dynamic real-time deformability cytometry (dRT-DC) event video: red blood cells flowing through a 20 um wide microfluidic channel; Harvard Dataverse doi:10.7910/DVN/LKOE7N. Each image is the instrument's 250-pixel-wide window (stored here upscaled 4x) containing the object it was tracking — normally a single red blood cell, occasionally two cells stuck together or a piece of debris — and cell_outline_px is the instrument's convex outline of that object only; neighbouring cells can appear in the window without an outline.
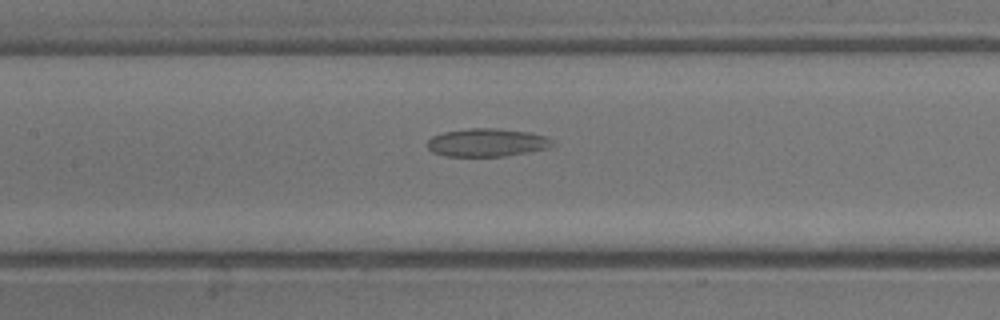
{"species": "common noctule bat (a hibernating species)", "species_latin": "Nyctalus noctula", "temperature_condition": "warm", "stored_images_in_passage": 32, "camera_frame_rate_fps": 3000, "um_per_image_px": 0.085, "animal": {"sex": "male", "body_mass_g": 13.3}, "frame": {"image": 1, "passage_image": 15, "time_ms": 4.667, "image_size_px": [1000, 320], "cell_outline_px": [[556, 144], [548, 148], [508, 156], [444, 156], [432, 152], [428, 148], [428, 140], [432, 136], [444, 132], [468, 128], [496, 128], [528, 132], [544, 136], [552, 140]], "centroid_in_image_um": [41.39, 12.12], "position_along_channel_um": 166.0, "area_um2": 20.52}}
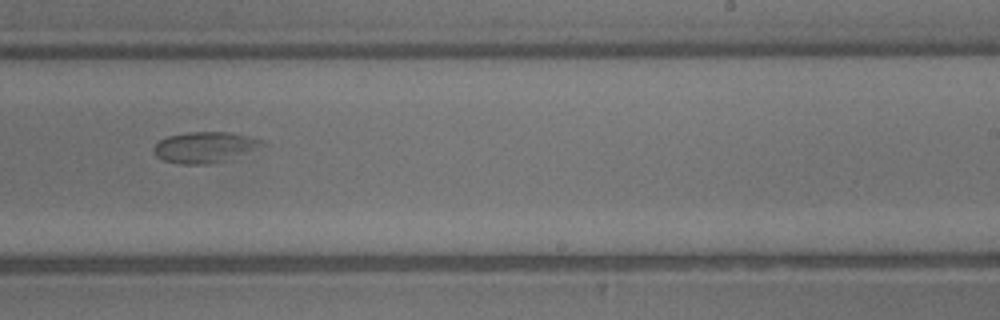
{"frame": {"image": 2, "passage_image": 20, "time_ms": 6.333, "image_size_px": [1000, 320], "cell_outline_px": [[268, 144], [224, 160], [208, 164], [180, 164], [164, 160], [156, 156], [152, 148], [160, 140], [168, 136], [188, 132], [228, 132], [268, 140]], "centroid_in_image_um": [17.41, 12.5], "position_along_channel_um": 271.6, "area_um2": 19.36}}
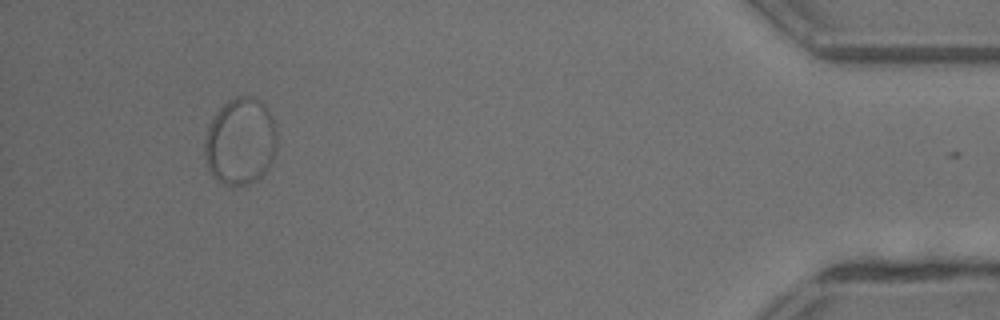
{"frame": {"image": 3, "passage_image": 30, "time_ms": 9.667, "image_size_px": [1000, 320], "cell_outline_px": [[276, 152], [268, 168], [256, 180], [248, 184], [224, 184], [212, 176], [208, 168], [204, 156], [204, 140], [208, 124], [216, 112], [228, 100], [236, 96], [248, 96], [260, 100], [268, 108], [276, 124]], "centroid_in_image_um": [20.43, 11.99], "position_along_channel_um": 414.8, "area_um2": 36.99}}